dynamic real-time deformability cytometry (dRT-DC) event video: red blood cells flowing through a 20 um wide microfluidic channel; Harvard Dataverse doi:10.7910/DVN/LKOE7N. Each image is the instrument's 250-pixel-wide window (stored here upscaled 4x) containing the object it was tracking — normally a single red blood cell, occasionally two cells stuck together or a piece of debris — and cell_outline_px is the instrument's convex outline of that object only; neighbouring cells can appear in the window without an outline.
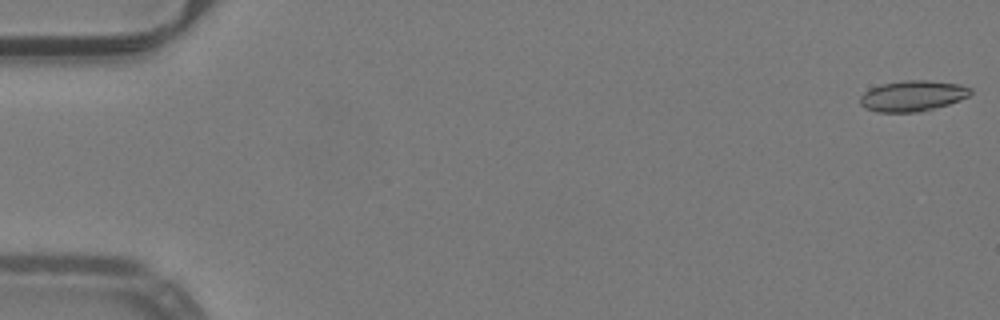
{"species": "common noctule bat (a hibernating species)", "species_latin": "Nyctalus noctula", "temperature_condition": "warm", "stored_images_in_passage": 52, "camera_frame_rate_fps": 3000, "um_per_image_px": 0.085, "animal": {"sex": "male", "body_mass_g": 19.2, "forearm_length_mm": 51.8}, "frame": {"image": 1, "passage_image": 1, "time_ms": 0.0, "image_size_px": [1000, 320], "cell_outline_px": [[972, 92], [968, 96], [960, 100], [948, 104], [916, 112], [876, 112], [864, 108], [860, 104], [860, 96], [868, 88], [880, 84], [904, 80], [928, 80], [960, 84], [972, 88]], "centroid_in_image_um": [77.54, 8.14], "position_along_channel_um": 7.5, "area_um2": 19.88}}
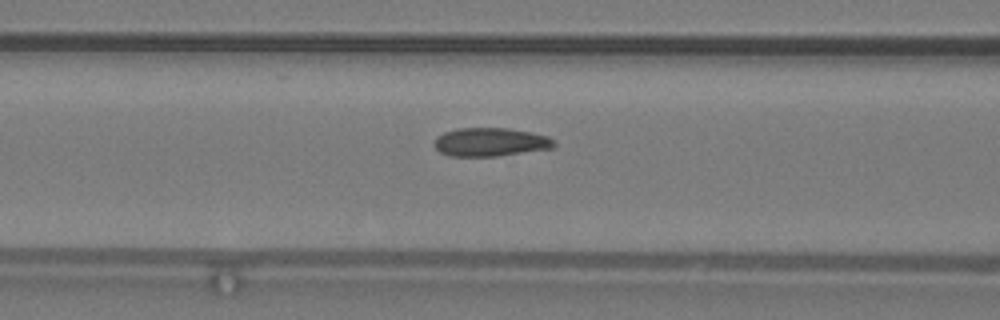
{"frame": {"image": 2, "passage_image": 22, "time_ms": 7.0, "image_size_px": [1000, 320], "cell_outline_px": [[556, 148], [496, 156], [448, 156], [440, 152], [432, 144], [436, 136], [444, 132], [456, 128], [508, 128], [532, 132], [548, 136], [556, 140]], "centroid_in_image_um": [41.7, 12.07], "position_along_channel_um": 124.9, "area_um2": 20.29}}
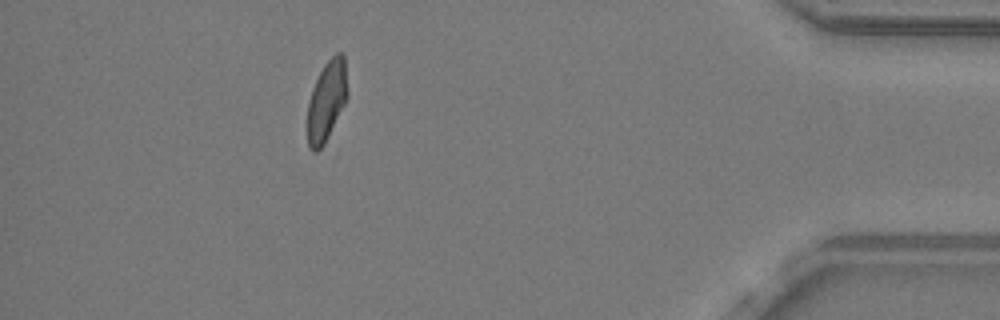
{"frame": {"image": 3, "passage_image": 47, "time_ms": 15.333, "image_size_px": [1000, 320], "cell_outline_px": [[348, 96], [324, 144], [316, 152], [312, 152], [308, 148], [308, 100], [312, 88], [324, 64], [336, 52], [340, 52], [344, 56], [348, 88]], "centroid_in_image_um": [27.77, 8.56], "position_along_channel_um": 407.4, "area_um2": 18.61}, "authors_computed_cell_mechanics": {"area_um2": 19.9121, "velocity_mm_per_s": 4.0022, "shape_relaxation_time_tau1_ms": 8.6063, "shape_relaxation_time_tau2_ms": 1.8732, "deformation_change_tau1": 0.1868, "deformation_change_tau2": 0.0522}}